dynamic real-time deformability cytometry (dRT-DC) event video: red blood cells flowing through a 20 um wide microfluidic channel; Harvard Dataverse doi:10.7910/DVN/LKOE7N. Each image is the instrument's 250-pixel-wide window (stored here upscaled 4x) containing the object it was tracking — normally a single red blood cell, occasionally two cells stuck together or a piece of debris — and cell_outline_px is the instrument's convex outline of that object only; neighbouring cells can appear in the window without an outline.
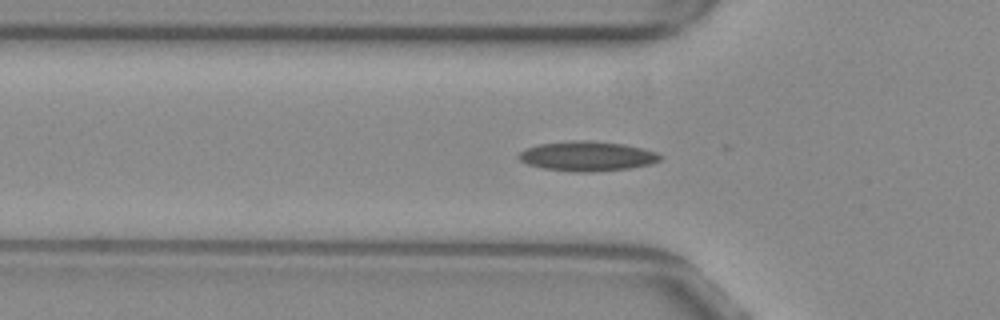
{"species": "common noctule bat (a hibernating species)", "species_latin": "Nyctalus noctula", "temperature_condition": "warm", "stored_images_in_passage": 32, "camera_frame_rate_fps": 3000, "um_per_image_px": 0.085, "animal": {"sex": "female", "body_mass_g": 29.2, "forearm_length_mm": 56.3}, "frame": {"image": 1, "passage_image": 5, "time_ms": 1.333, "image_size_px": [1000, 320], "cell_outline_px": [[660, 160], [652, 164], [628, 168], [588, 172], [572, 172], [544, 168], [528, 164], [520, 160], [516, 156], [520, 152], [528, 148], [540, 144], [572, 140], [588, 140], [624, 144], [656, 152], [660, 156]], "centroid_in_image_um": [49.89, 13.27], "position_along_channel_um": 75.9, "area_um2": 24.28}}
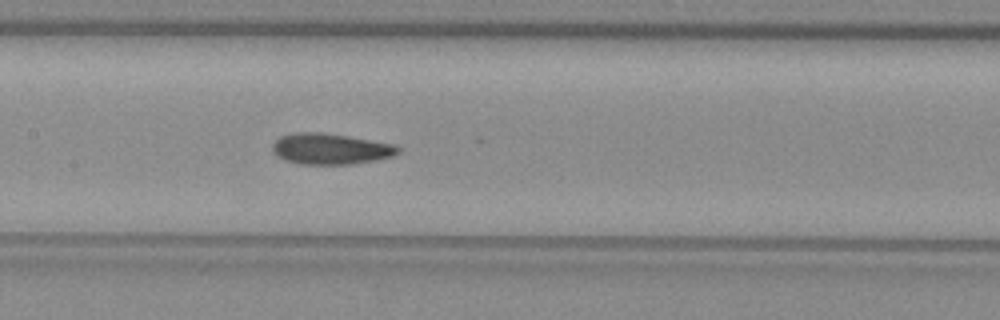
{"frame": {"image": 2, "passage_image": 13, "time_ms": 4.0, "image_size_px": [1000, 320], "cell_outline_px": [[400, 152], [392, 156], [376, 160], [352, 164], [300, 164], [284, 160], [272, 152], [272, 144], [280, 136], [300, 132], [324, 132], [396, 144], [400, 148]], "centroid_in_image_um": [28.1, 12.65], "position_along_channel_um": 179.3, "area_um2": 22.77}}
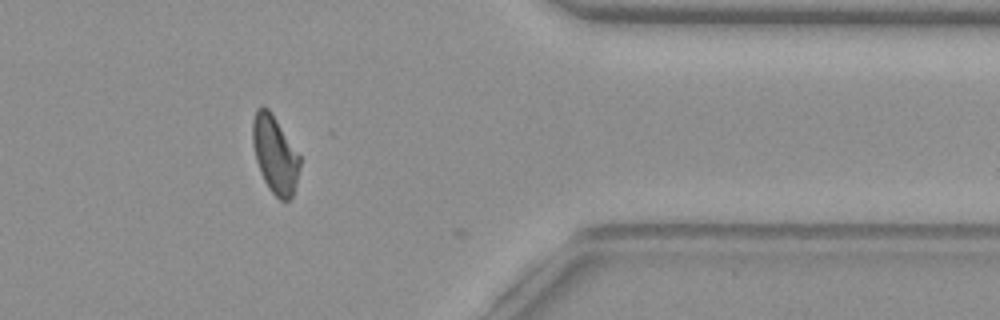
{"frame": {"image": 3, "passage_image": 31, "time_ms": 10.0, "image_size_px": [1000, 320], "cell_outline_px": [[300, 164], [296, 184], [292, 196], [288, 200], [280, 200], [268, 188], [260, 172], [256, 160], [252, 144], [252, 120], [256, 108], [268, 108], [272, 112], [300, 156]], "centroid_in_image_um": [23.35, 13.12], "position_along_channel_um": 388.0, "area_um2": 21.27}, "authors_computed_cell_mechanics": {"area_um2": 22.3975, "velocity_mm_per_s": 3.8477, "shape_relaxation_time_tau1_ms": null, "shape_relaxation_time_tau2_ms": 3.0327, "deformation_change_tau1": null, "deformation_change_tau2": 0.1039}}